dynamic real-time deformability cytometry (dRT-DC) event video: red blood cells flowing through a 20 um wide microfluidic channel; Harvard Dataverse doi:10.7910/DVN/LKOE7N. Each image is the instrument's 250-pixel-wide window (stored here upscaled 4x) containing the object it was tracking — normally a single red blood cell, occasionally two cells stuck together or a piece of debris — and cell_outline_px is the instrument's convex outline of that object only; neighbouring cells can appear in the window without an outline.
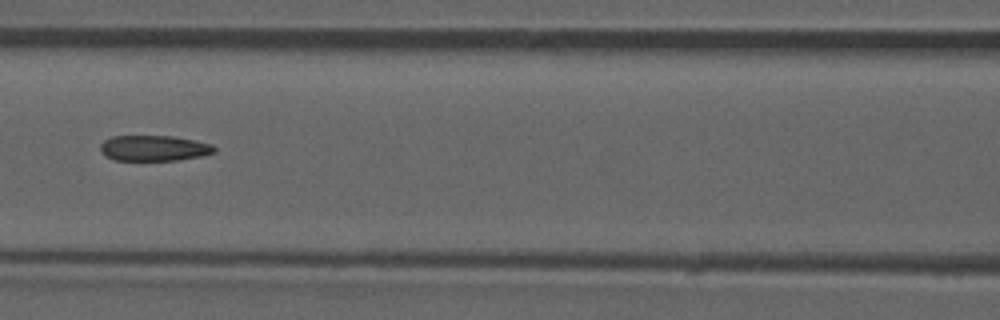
{"species": "common noctule bat (a hibernating species)", "species_latin": "Nyctalus noctula", "temperature_condition": "room temperature", "stored_images_in_passage": 52, "camera_frame_rate_fps": 3000, "um_per_image_px": 0.085, "animal": {"sex": "male", "forearm_length_mm": 52.5}, "frame": {"image": 1, "passage_image": 23, "time_ms": 7.333, "image_size_px": [1000, 320], "cell_outline_px": [[216, 152], [204, 156], [176, 160], [112, 160], [104, 156], [100, 152], [100, 144], [104, 140], [112, 136], [172, 136], [196, 140], [212, 144], [216, 148]], "centroid_in_image_um": [13.09, 12.59], "position_along_channel_um": 153.5, "area_um2": 17.28}, "authors_computed_cell_mechanics": {"area_um2": 17.9758, "velocity_mm_per_s": 3.9353, "shape_relaxation_time_tau1_ms": null, "shape_relaxation_time_tau2_ms": 2.5442, "deformation_change_tau1": null, "deformation_change_tau2": 0.1131}}